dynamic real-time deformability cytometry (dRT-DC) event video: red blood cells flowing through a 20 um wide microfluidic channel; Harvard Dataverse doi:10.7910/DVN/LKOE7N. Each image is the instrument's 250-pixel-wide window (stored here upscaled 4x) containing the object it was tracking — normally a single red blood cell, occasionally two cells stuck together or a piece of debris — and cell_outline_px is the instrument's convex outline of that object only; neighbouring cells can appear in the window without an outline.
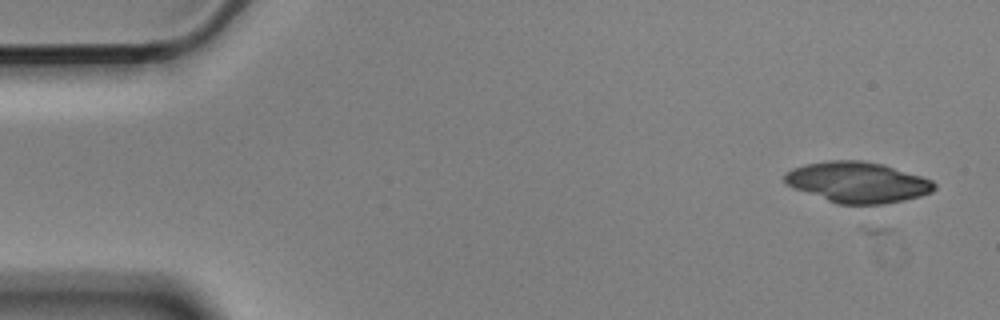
{"species": "Egyptian fruit bat (a non-hibernating species)", "species_latin": "Rousettus aegyptiacus", "temperature_condition": "cold", "stored_images_in_passage": 4, "camera_frame_rate_fps": 3000, "um_per_image_px": 0.085, "animal": {"sex": "male"}, "frame": {"image": 1, "passage_image": 1, "time_ms": 0.0, "image_size_px": [1000, 320], "cell_outline_px": [[936, 188], [932, 192], [920, 196], [904, 200], [884, 204], [840, 204], [792, 188], [784, 184], [784, 172], [792, 168], [804, 164], [828, 160], [860, 160], [884, 164], [932, 180], [936, 184]], "centroid_in_image_um": [72.86, 15.48], "position_along_channel_um": 12.1, "area_um2": 35.66}}